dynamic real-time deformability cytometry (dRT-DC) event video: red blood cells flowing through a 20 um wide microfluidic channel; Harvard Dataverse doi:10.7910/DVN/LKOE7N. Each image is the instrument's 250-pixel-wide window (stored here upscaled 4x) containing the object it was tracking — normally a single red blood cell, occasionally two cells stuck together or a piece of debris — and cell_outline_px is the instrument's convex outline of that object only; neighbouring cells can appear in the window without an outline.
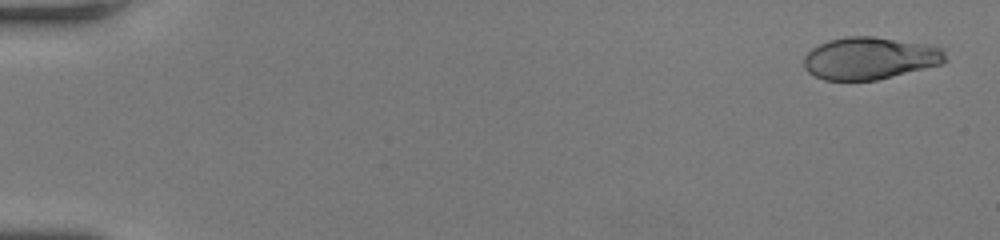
{"species": "human", "species_latin": "Homo sapiens", "temperature_condition": "room temperature", "stored_images_in_passage": 57, "camera_frame_rate_fps": 3000, "um_per_image_px": 0.085, "donor": {"sex": "female"}, "frame": {"image": 1, "passage_image": 2, "time_ms": 0.333, "image_size_px": [1000, 240], "cell_outline_px": [[948, 60], [944, 64], [876, 80], [824, 80], [808, 72], [804, 68], [804, 56], [812, 48], [828, 40], [844, 36], [872, 36], [928, 44], [944, 48]], "centroid_in_image_um": [73.98, 4.94], "position_along_channel_um": 11.0, "area_um2": 35.2}}
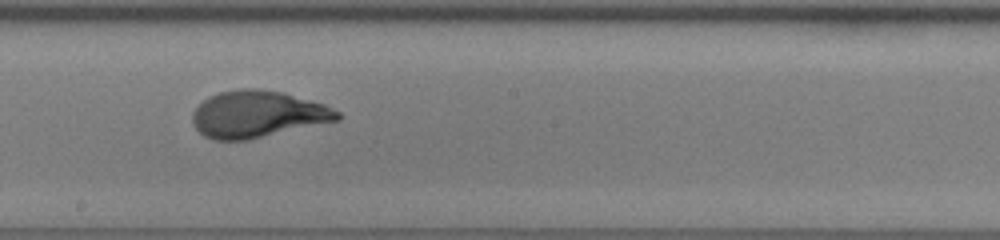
{"frame": {"image": 2, "passage_image": 33, "time_ms": 10.667, "image_size_px": [1000, 240], "cell_outline_px": [[340, 120], [248, 140], [212, 140], [204, 136], [192, 124], [192, 112], [208, 96], [220, 92], [240, 88], [256, 88], [284, 92], [324, 104], [340, 112]], "centroid_in_image_um": [21.89, 9.71], "position_along_channel_um": 226.3, "area_um2": 39.71}}
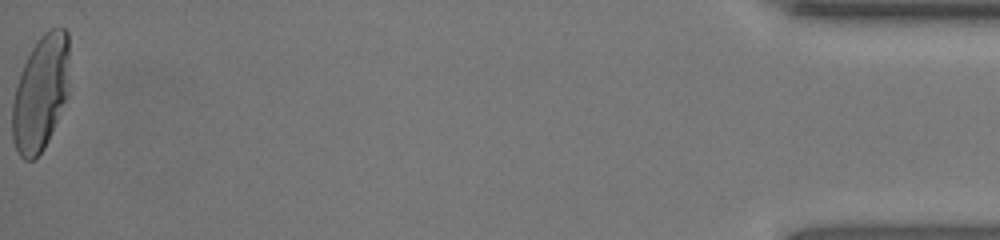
{"frame": {"image": 3, "passage_image": 57, "time_ms": 18.667, "image_size_px": [1000, 240], "cell_outline_px": [[68, 96], [48, 140], [44, 148], [36, 160], [24, 160], [20, 156], [12, 140], [12, 104], [16, 84], [20, 72], [32, 48], [40, 36], [44, 32], [52, 28], [64, 28], [68, 32]], "centroid_in_image_um": [3.44, 7.93], "position_along_channel_um": 431.8, "area_um2": 38.49}, "authors_computed_cell_mechanics": {"area_um2": 38.0902, "velocity_mm_per_s": 3.7115, "shape_relaxation_time_tau1_ms": 4.6667, "shape_relaxation_time_tau2_ms": null, "deformation_change_tau1": 0.2427, "deformation_change_tau2": null}}